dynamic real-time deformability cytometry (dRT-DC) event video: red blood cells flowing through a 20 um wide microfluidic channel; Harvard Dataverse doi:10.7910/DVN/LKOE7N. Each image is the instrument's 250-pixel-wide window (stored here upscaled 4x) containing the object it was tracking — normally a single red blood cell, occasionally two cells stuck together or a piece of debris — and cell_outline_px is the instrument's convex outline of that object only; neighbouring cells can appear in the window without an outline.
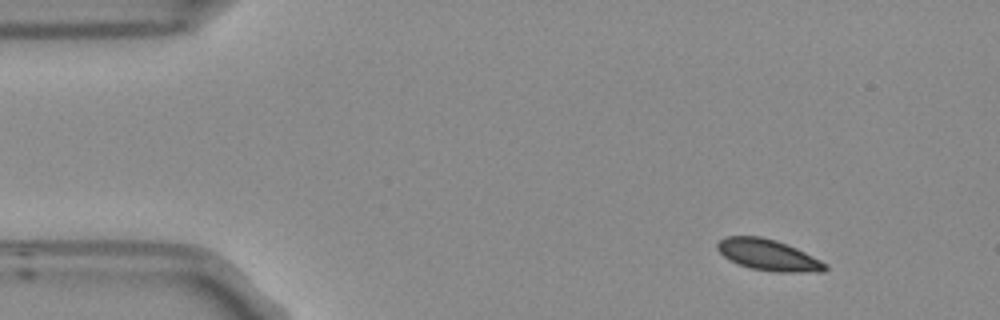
{"species": "Egyptian fruit bat (a non-hibernating species)", "species_latin": "Rousettus aegyptiacus", "temperature_condition": "room temperature", "stored_images_in_passage": 49, "camera_frame_rate_fps": 3000, "um_per_image_px": 0.085, "frame": {"image": 1, "passage_image": 1, "time_ms": 0.0, "image_size_px": [1000, 320], "cell_outline_px": [[828, 268], [824, 272], [776, 272], [748, 268], [724, 256], [716, 248], [716, 244], [720, 240], [728, 236], [760, 236], [776, 240], [796, 248], [828, 264]], "centroid_in_image_um": [65.32, 21.68], "position_along_channel_um": 19.7, "area_um2": 19.48}}
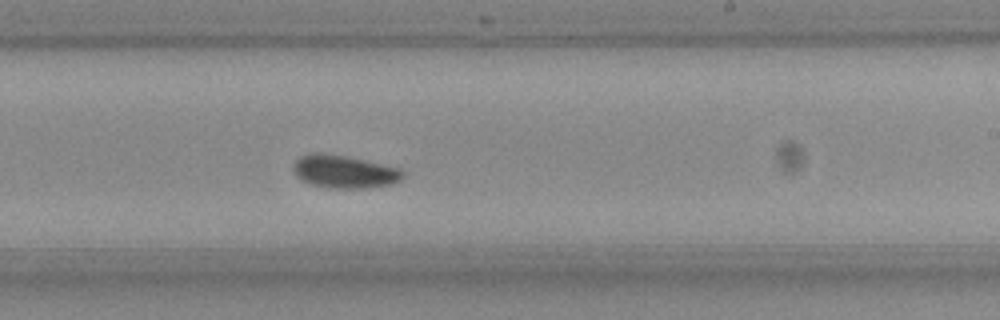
{"frame": {"image": 2, "passage_image": 27, "time_ms": 8.667, "image_size_px": [1000, 320], "cell_outline_px": [[404, 176], [400, 180], [392, 184], [368, 188], [328, 188], [308, 184], [300, 180], [292, 172], [292, 164], [300, 156], [344, 156], [400, 168], [404, 172]], "centroid_in_image_um": [29.27, 14.65], "position_along_channel_um": 259.7, "area_um2": 20.52}}
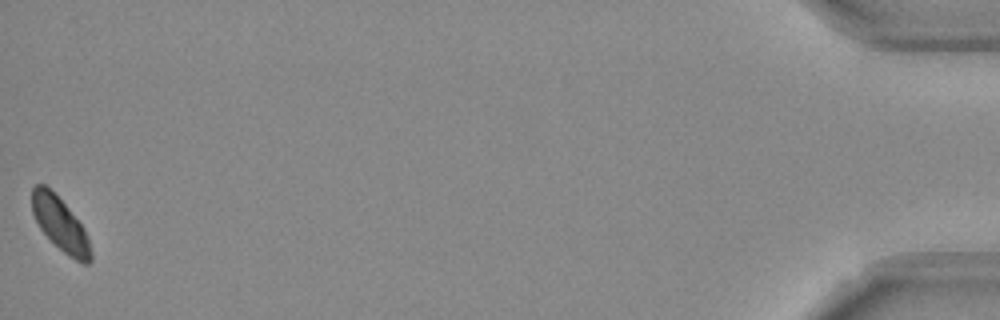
{"frame": {"image": 3, "passage_image": 49, "time_ms": 16.0, "image_size_px": [1000, 320], "cell_outline_px": [[92, 260], [88, 264], [84, 264], [68, 256], [40, 228], [32, 212], [32, 188], [36, 184], [44, 184], [68, 208], [84, 228], [88, 236], [92, 252]], "centroid_in_image_um": [5.15, 19.08], "position_along_channel_um": 430.1, "area_um2": 17.98}}